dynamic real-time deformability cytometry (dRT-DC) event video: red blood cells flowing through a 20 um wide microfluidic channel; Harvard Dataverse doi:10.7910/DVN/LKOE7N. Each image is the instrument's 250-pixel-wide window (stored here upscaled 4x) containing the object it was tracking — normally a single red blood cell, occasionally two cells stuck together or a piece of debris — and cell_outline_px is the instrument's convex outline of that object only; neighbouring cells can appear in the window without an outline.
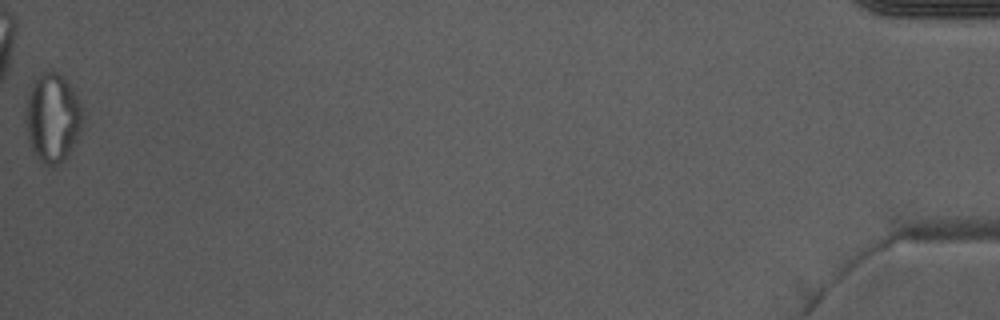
{"species": "Egyptian fruit bat (a non-hibernating species)", "species_latin": "Rousettus aegyptiacus", "temperature_condition": "warm", "stored_images_in_passage": 39, "camera_frame_rate_fps": 3000, "um_per_image_px": 0.085, "animal": {"sex": "male"}, "frame": {"image": 1, "passage_image": 39, "time_ms": 12.667, "image_size_px": [1000, 320], "cell_outline_px": [[84, 128], [68, 156], [64, 160], [52, 168], [44, 164], [32, 152], [28, 136], [28, 92], [32, 84], [48, 68], [52, 68], [72, 88], [80, 104], [84, 116]], "centroid_in_image_um": [4.53, 10.07], "position_along_channel_um": 430.7, "area_um2": 29.36}, "authors_computed_cell_mechanics": {"area_um2": 24.276, "velocity_mm_per_s": 4.0001, "shape_relaxation_time_tau1_ms": null, "shape_relaxation_time_tau2_ms": 1.2809, "deformation_change_tau1": null, "deformation_change_tau2": 0.0779}}